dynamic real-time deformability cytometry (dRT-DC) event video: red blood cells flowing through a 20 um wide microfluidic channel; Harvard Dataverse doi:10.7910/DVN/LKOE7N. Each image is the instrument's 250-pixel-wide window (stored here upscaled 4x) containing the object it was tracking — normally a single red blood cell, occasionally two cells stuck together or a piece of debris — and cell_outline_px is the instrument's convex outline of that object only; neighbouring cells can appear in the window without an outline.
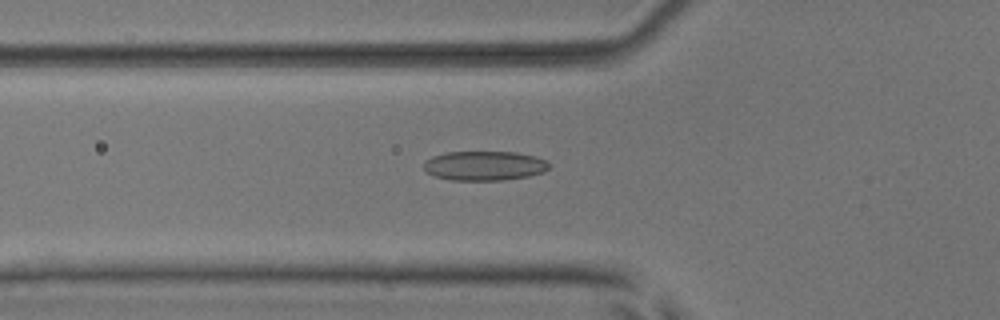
{"species": "common noctule bat (a hibernating species)", "species_latin": "Nyctalus noctula", "temperature_condition": "room temperature", "stored_images_in_passage": 53, "camera_frame_rate_fps": 3000, "um_per_image_px": 0.085, "animal": {"sex": "male", "body_mass_g": 17.9, "forearm_length_mm": 54.2}, "frame": {"image": 1, "passage_image": 19, "time_ms": 6.0, "image_size_px": [1000, 320], "cell_outline_px": [[552, 164], [544, 172], [528, 176], [504, 180], [452, 180], [436, 176], [428, 172], [424, 168], [424, 160], [432, 156], [448, 152], [516, 152], [536, 156], [548, 160]], "centroid_in_image_um": [41.23, 14.08], "position_along_channel_um": 84.6, "area_um2": 21.62}}
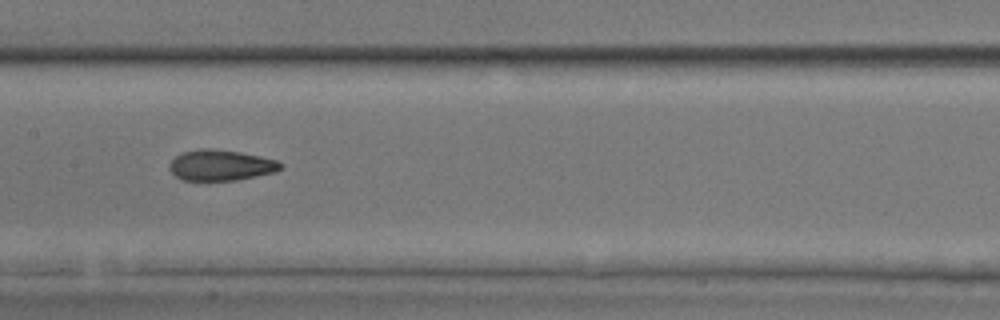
{"frame": {"image": 2, "passage_image": 27, "time_ms": 8.667, "image_size_px": [1000, 320], "cell_outline_px": [[284, 168], [276, 172], [236, 180], [180, 180], [168, 168], [168, 164], [176, 156], [184, 152], [200, 148], [212, 148], [240, 152], [260, 156], [276, 160], [284, 164]], "centroid_in_image_um": [18.79, 14.04], "position_along_channel_um": 188.6, "area_um2": 20.06}}
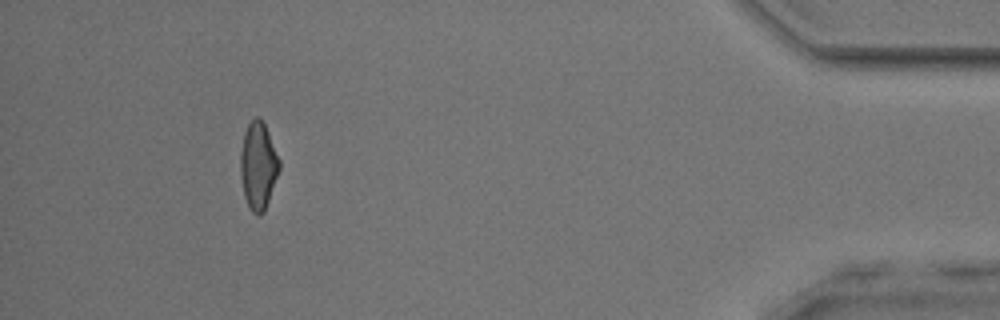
{"frame": {"image": 3, "passage_image": 49, "time_ms": 16.0, "image_size_px": [1000, 320], "cell_outline_px": [[280, 168], [264, 212], [260, 216], [256, 216], [252, 212], [244, 196], [240, 176], [240, 152], [244, 132], [248, 124], [256, 116], [264, 124], [268, 132], [280, 160]], "centroid_in_image_um": [21.93, 14.11], "position_along_channel_um": 413.3, "area_um2": 19.71}, "authors_computed_cell_mechanics": {"area_um2": 20.3456, "velocity_mm_per_s": 3.8915, "shape_relaxation_time_tau1_ms": 6.6883, "shape_relaxation_time_tau2_ms": 2.1829, "deformation_change_tau1": 0.1743, "deformation_change_tau2": 0.0814}}